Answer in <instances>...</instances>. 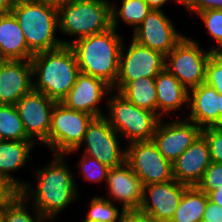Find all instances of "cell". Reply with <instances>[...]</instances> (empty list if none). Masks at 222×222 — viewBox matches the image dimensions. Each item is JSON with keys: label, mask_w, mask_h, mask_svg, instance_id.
<instances>
[{"label": "cell", "mask_w": 222, "mask_h": 222, "mask_svg": "<svg viewBox=\"0 0 222 222\" xmlns=\"http://www.w3.org/2000/svg\"><path fill=\"white\" fill-rule=\"evenodd\" d=\"M64 156L54 154L50 163L34 170L36 188L26 182L21 189V195L50 222L78 198L75 174L65 163Z\"/></svg>", "instance_id": "1"}, {"label": "cell", "mask_w": 222, "mask_h": 222, "mask_svg": "<svg viewBox=\"0 0 222 222\" xmlns=\"http://www.w3.org/2000/svg\"><path fill=\"white\" fill-rule=\"evenodd\" d=\"M33 90L61 102L69 93L80 73L74 51L69 45L39 52L31 59Z\"/></svg>", "instance_id": "2"}, {"label": "cell", "mask_w": 222, "mask_h": 222, "mask_svg": "<svg viewBox=\"0 0 222 222\" xmlns=\"http://www.w3.org/2000/svg\"><path fill=\"white\" fill-rule=\"evenodd\" d=\"M124 40L112 27L102 33L75 40L69 46L75 53L81 73L100 78L113 87L118 76Z\"/></svg>", "instance_id": "3"}, {"label": "cell", "mask_w": 222, "mask_h": 222, "mask_svg": "<svg viewBox=\"0 0 222 222\" xmlns=\"http://www.w3.org/2000/svg\"><path fill=\"white\" fill-rule=\"evenodd\" d=\"M33 53L50 51L64 45L56 38L59 31L58 7L34 0H20L11 10Z\"/></svg>", "instance_id": "4"}, {"label": "cell", "mask_w": 222, "mask_h": 222, "mask_svg": "<svg viewBox=\"0 0 222 222\" xmlns=\"http://www.w3.org/2000/svg\"><path fill=\"white\" fill-rule=\"evenodd\" d=\"M58 14L60 33L76 36L64 40V45L112 28L110 0H67L58 7Z\"/></svg>", "instance_id": "5"}, {"label": "cell", "mask_w": 222, "mask_h": 222, "mask_svg": "<svg viewBox=\"0 0 222 222\" xmlns=\"http://www.w3.org/2000/svg\"><path fill=\"white\" fill-rule=\"evenodd\" d=\"M105 101L109 112L104 117L122 139L127 143L152 140L161 119L155 112L139 108L114 90Z\"/></svg>", "instance_id": "6"}, {"label": "cell", "mask_w": 222, "mask_h": 222, "mask_svg": "<svg viewBox=\"0 0 222 222\" xmlns=\"http://www.w3.org/2000/svg\"><path fill=\"white\" fill-rule=\"evenodd\" d=\"M214 52L199 47L187 36L165 55L164 68L174 75L189 91L206 81V66Z\"/></svg>", "instance_id": "7"}, {"label": "cell", "mask_w": 222, "mask_h": 222, "mask_svg": "<svg viewBox=\"0 0 222 222\" xmlns=\"http://www.w3.org/2000/svg\"><path fill=\"white\" fill-rule=\"evenodd\" d=\"M94 117L82 111L67 108L56 102L51 114L48 148L54 154H66L82 142L88 124Z\"/></svg>", "instance_id": "8"}, {"label": "cell", "mask_w": 222, "mask_h": 222, "mask_svg": "<svg viewBox=\"0 0 222 222\" xmlns=\"http://www.w3.org/2000/svg\"><path fill=\"white\" fill-rule=\"evenodd\" d=\"M119 136L104 116L93 118L82 142L76 149L68 151L65 157L84 146V155L97 159L109 168L119 166L126 161V149L119 145Z\"/></svg>", "instance_id": "9"}, {"label": "cell", "mask_w": 222, "mask_h": 222, "mask_svg": "<svg viewBox=\"0 0 222 222\" xmlns=\"http://www.w3.org/2000/svg\"><path fill=\"white\" fill-rule=\"evenodd\" d=\"M122 44L118 76L112 90L120 92L130 81L140 77H156L164 69L165 55L131 40L127 51Z\"/></svg>", "instance_id": "10"}, {"label": "cell", "mask_w": 222, "mask_h": 222, "mask_svg": "<svg viewBox=\"0 0 222 222\" xmlns=\"http://www.w3.org/2000/svg\"><path fill=\"white\" fill-rule=\"evenodd\" d=\"M126 162L143 186L173 180L172 163L159 151L152 140L128 143Z\"/></svg>", "instance_id": "11"}, {"label": "cell", "mask_w": 222, "mask_h": 222, "mask_svg": "<svg viewBox=\"0 0 222 222\" xmlns=\"http://www.w3.org/2000/svg\"><path fill=\"white\" fill-rule=\"evenodd\" d=\"M55 104L54 100L35 90L25 94L15 104L26 135L36 144L48 146L51 114Z\"/></svg>", "instance_id": "12"}, {"label": "cell", "mask_w": 222, "mask_h": 222, "mask_svg": "<svg viewBox=\"0 0 222 222\" xmlns=\"http://www.w3.org/2000/svg\"><path fill=\"white\" fill-rule=\"evenodd\" d=\"M177 117L166 124L160 119L152 137L158 151L172 164L202 133L194 122L184 117L181 119L179 115Z\"/></svg>", "instance_id": "13"}, {"label": "cell", "mask_w": 222, "mask_h": 222, "mask_svg": "<svg viewBox=\"0 0 222 222\" xmlns=\"http://www.w3.org/2000/svg\"><path fill=\"white\" fill-rule=\"evenodd\" d=\"M133 31L138 44L167 55L185 35L179 33L163 10H151Z\"/></svg>", "instance_id": "14"}, {"label": "cell", "mask_w": 222, "mask_h": 222, "mask_svg": "<svg viewBox=\"0 0 222 222\" xmlns=\"http://www.w3.org/2000/svg\"><path fill=\"white\" fill-rule=\"evenodd\" d=\"M189 186L176 179L143 186V201L139 208L160 222H170Z\"/></svg>", "instance_id": "15"}, {"label": "cell", "mask_w": 222, "mask_h": 222, "mask_svg": "<svg viewBox=\"0 0 222 222\" xmlns=\"http://www.w3.org/2000/svg\"><path fill=\"white\" fill-rule=\"evenodd\" d=\"M111 91L112 87L104 80L80 72L61 103L69 109L88 113L94 118L102 117L105 113L98 105L104 98L107 99Z\"/></svg>", "instance_id": "16"}, {"label": "cell", "mask_w": 222, "mask_h": 222, "mask_svg": "<svg viewBox=\"0 0 222 222\" xmlns=\"http://www.w3.org/2000/svg\"><path fill=\"white\" fill-rule=\"evenodd\" d=\"M106 184L107 199L121 203L124 211L139 210L143 201V185L126 161L109 168Z\"/></svg>", "instance_id": "17"}, {"label": "cell", "mask_w": 222, "mask_h": 222, "mask_svg": "<svg viewBox=\"0 0 222 222\" xmlns=\"http://www.w3.org/2000/svg\"><path fill=\"white\" fill-rule=\"evenodd\" d=\"M32 90L31 60H0V104L15 105Z\"/></svg>", "instance_id": "18"}, {"label": "cell", "mask_w": 222, "mask_h": 222, "mask_svg": "<svg viewBox=\"0 0 222 222\" xmlns=\"http://www.w3.org/2000/svg\"><path fill=\"white\" fill-rule=\"evenodd\" d=\"M211 162L209 144L201 133L172 164L173 177L189 187L197 186Z\"/></svg>", "instance_id": "19"}, {"label": "cell", "mask_w": 222, "mask_h": 222, "mask_svg": "<svg viewBox=\"0 0 222 222\" xmlns=\"http://www.w3.org/2000/svg\"><path fill=\"white\" fill-rule=\"evenodd\" d=\"M220 94L206 83L189 90L188 108L189 121L194 122L201 129L219 125Z\"/></svg>", "instance_id": "20"}, {"label": "cell", "mask_w": 222, "mask_h": 222, "mask_svg": "<svg viewBox=\"0 0 222 222\" xmlns=\"http://www.w3.org/2000/svg\"><path fill=\"white\" fill-rule=\"evenodd\" d=\"M33 55L14 15L0 13V60H31Z\"/></svg>", "instance_id": "21"}, {"label": "cell", "mask_w": 222, "mask_h": 222, "mask_svg": "<svg viewBox=\"0 0 222 222\" xmlns=\"http://www.w3.org/2000/svg\"><path fill=\"white\" fill-rule=\"evenodd\" d=\"M157 91V115L163 119V115L182 109L187 105L189 91L181 82L165 68L155 77Z\"/></svg>", "instance_id": "22"}, {"label": "cell", "mask_w": 222, "mask_h": 222, "mask_svg": "<svg viewBox=\"0 0 222 222\" xmlns=\"http://www.w3.org/2000/svg\"><path fill=\"white\" fill-rule=\"evenodd\" d=\"M34 145H36L34 141L0 140V174L8 177L20 189L26 185V182L20 181L11 173L26 166Z\"/></svg>", "instance_id": "23"}, {"label": "cell", "mask_w": 222, "mask_h": 222, "mask_svg": "<svg viewBox=\"0 0 222 222\" xmlns=\"http://www.w3.org/2000/svg\"><path fill=\"white\" fill-rule=\"evenodd\" d=\"M119 93L139 108L157 114L155 77H140L137 80L130 81Z\"/></svg>", "instance_id": "24"}, {"label": "cell", "mask_w": 222, "mask_h": 222, "mask_svg": "<svg viewBox=\"0 0 222 222\" xmlns=\"http://www.w3.org/2000/svg\"><path fill=\"white\" fill-rule=\"evenodd\" d=\"M208 199L196 186L188 187L170 222H202Z\"/></svg>", "instance_id": "25"}, {"label": "cell", "mask_w": 222, "mask_h": 222, "mask_svg": "<svg viewBox=\"0 0 222 222\" xmlns=\"http://www.w3.org/2000/svg\"><path fill=\"white\" fill-rule=\"evenodd\" d=\"M121 3L118 8L115 2H111L112 27L116 30L120 20L135 29L152 10L145 0H121Z\"/></svg>", "instance_id": "26"}, {"label": "cell", "mask_w": 222, "mask_h": 222, "mask_svg": "<svg viewBox=\"0 0 222 222\" xmlns=\"http://www.w3.org/2000/svg\"><path fill=\"white\" fill-rule=\"evenodd\" d=\"M0 140L32 141L25 133L16 105L0 104Z\"/></svg>", "instance_id": "27"}, {"label": "cell", "mask_w": 222, "mask_h": 222, "mask_svg": "<svg viewBox=\"0 0 222 222\" xmlns=\"http://www.w3.org/2000/svg\"><path fill=\"white\" fill-rule=\"evenodd\" d=\"M116 207L114 202L104 196L91 199L89 203V211L84 221L86 222H118L124 210Z\"/></svg>", "instance_id": "28"}, {"label": "cell", "mask_w": 222, "mask_h": 222, "mask_svg": "<svg viewBox=\"0 0 222 222\" xmlns=\"http://www.w3.org/2000/svg\"><path fill=\"white\" fill-rule=\"evenodd\" d=\"M29 202L20 195L12 204L1 210V222H46L44 217L37 209L32 207L35 214L31 215Z\"/></svg>", "instance_id": "29"}, {"label": "cell", "mask_w": 222, "mask_h": 222, "mask_svg": "<svg viewBox=\"0 0 222 222\" xmlns=\"http://www.w3.org/2000/svg\"><path fill=\"white\" fill-rule=\"evenodd\" d=\"M198 17L203 21L207 30L206 33L212 37V40L217 43L211 50L213 52H222V10L211 9L199 12Z\"/></svg>", "instance_id": "30"}, {"label": "cell", "mask_w": 222, "mask_h": 222, "mask_svg": "<svg viewBox=\"0 0 222 222\" xmlns=\"http://www.w3.org/2000/svg\"><path fill=\"white\" fill-rule=\"evenodd\" d=\"M81 160L76 163L79 167V173L83 176V179L92 182L101 183L107 181V174L109 167L99 162L97 159L82 154Z\"/></svg>", "instance_id": "31"}, {"label": "cell", "mask_w": 222, "mask_h": 222, "mask_svg": "<svg viewBox=\"0 0 222 222\" xmlns=\"http://www.w3.org/2000/svg\"><path fill=\"white\" fill-rule=\"evenodd\" d=\"M205 83L222 95V52H214L210 56L206 66Z\"/></svg>", "instance_id": "32"}, {"label": "cell", "mask_w": 222, "mask_h": 222, "mask_svg": "<svg viewBox=\"0 0 222 222\" xmlns=\"http://www.w3.org/2000/svg\"><path fill=\"white\" fill-rule=\"evenodd\" d=\"M222 186V164L211 162L205 170L197 188L208 195L211 191Z\"/></svg>", "instance_id": "33"}, {"label": "cell", "mask_w": 222, "mask_h": 222, "mask_svg": "<svg viewBox=\"0 0 222 222\" xmlns=\"http://www.w3.org/2000/svg\"><path fill=\"white\" fill-rule=\"evenodd\" d=\"M209 147L211 161L222 164V125L202 129Z\"/></svg>", "instance_id": "34"}, {"label": "cell", "mask_w": 222, "mask_h": 222, "mask_svg": "<svg viewBox=\"0 0 222 222\" xmlns=\"http://www.w3.org/2000/svg\"><path fill=\"white\" fill-rule=\"evenodd\" d=\"M21 195V189L8 177L0 174V210L12 204Z\"/></svg>", "instance_id": "35"}, {"label": "cell", "mask_w": 222, "mask_h": 222, "mask_svg": "<svg viewBox=\"0 0 222 222\" xmlns=\"http://www.w3.org/2000/svg\"><path fill=\"white\" fill-rule=\"evenodd\" d=\"M118 222H160L151 215L145 214L140 210H125Z\"/></svg>", "instance_id": "36"}, {"label": "cell", "mask_w": 222, "mask_h": 222, "mask_svg": "<svg viewBox=\"0 0 222 222\" xmlns=\"http://www.w3.org/2000/svg\"><path fill=\"white\" fill-rule=\"evenodd\" d=\"M211 9L222 10V0H196L187 11L190 14L195 13L197 15L199 12Z\"/></svg>", "instance_id": "37"}, {"label": "cell", "mask_w": 222, "mask_h": 222, "mask_svg": "<svg viewBox=\"0 0 222 222\" xmlns=\"http://www.w3.org/2000/svg\"><path fill=\"white\" fill-rule=\"evenodd\" d=\"M202 222H222V206H219L208 199Z\"/></svg>", "instance_id": "38"}, {"label": "cell", "mask_w": 222, "mask_h": 222, "mask_svg": "<svg viewBox=\"0 0 222 222\" xmlns=\"http://www.w3.org/2000/svg\"><path fill=\"white\" fill-rule=\"evenodd\" d=\"M20 0H0V13H9Z\"/></svg>", "instance_id": "39"}, {"label": "cell", "mask_w": 222, "mask_h": 222, "mask_svg": "<svg viewBox=\"0 0 222 222\" xmlns=\"http://www.w3.org/2000/svg\"><path fill=\"white\" fill-rule=\"evenodd\" d=\"M209 200L212 201L213 203L222 206V186L219 187L218 189H215L211 191L208 194Z\"/></svg>", "instance_id": "40"}, {"label": "cell", "mask_w": 222, "mask_h": 222, "mask_svg": "<svg viewBox=\"0 0 222 222\" xmlns=\"http://www.w3.org/2000/svg\"><path fill=\"white\" fill-rule=\"evenodd\" d=\"M170 0H145V2L148 4V6L152 10H162L161 7H163L165 4H167Z\"/></svg>", "instance_id": "41"}, {"label": "cell", "mask_w": 222, "mask_h": 222, "mask_svg": "<svg viewBox=\"0 0 222 222\" xmlns=\"http://www.w3.org/2000/svg\"><path fill=\"white\" fill-rule=\"evenodd\" d=\"M34 1H38L41 3L49 4V5H52L55 7H59L67 0H34Z\"/></svg>", "instance_id": "42"}, {"label": "cell", "mask_w": 222, "mask_h": 222, "mask_svg": "<svg viewBox=\"0 0 222 222\" xmlns=\"http://www.w3.org/2000/svg\"><path fill=\"white\" fill-rule=\"evenodd\" d=\"M175 2L182 4L186 10H188L194 3L196 0H174Z\"/></svg>", "instance_id": "43"}, {"label": "cell", "mask_w": 222, "mask_h": 222, "mask_svg": "<svg viewBox=\"0 0 222 222\" xmlns=\"http://www.w3.org/2000/svg\"><path fill=\"white\" fill-rule=\"evenodd\" d=\"M219 125H222V95H220Z\"/></svg>", "instance_id": "44"}]
</instances>
